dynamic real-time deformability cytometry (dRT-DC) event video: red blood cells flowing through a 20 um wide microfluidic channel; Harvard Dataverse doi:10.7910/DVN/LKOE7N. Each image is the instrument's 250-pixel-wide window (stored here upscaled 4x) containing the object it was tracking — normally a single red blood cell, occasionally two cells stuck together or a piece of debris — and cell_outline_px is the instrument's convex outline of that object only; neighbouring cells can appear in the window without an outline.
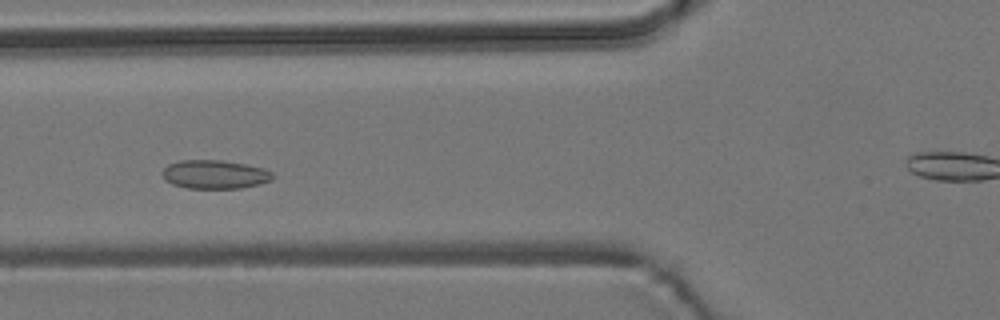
{"species": "common noctule bat (a hibernating species)", "species_latin": "Nyctalus noctula", "temperature_condition": "room temperature", "stored_images_in_passage": 50, "camera_frame_rate_fps": 3000, "um_per_image_px": 0.085, "animal": {"sex": "male", "body_mass_g": 19.2, "forearm_length_mm": 51.8}, "frame": {"image": 1, "passage_image": 15, "time_ms": 4.667, "image_size_px": [1000, 320], "cell_outline_px": [[276, 176], [272, 180], [260, 184], [240, 188], [188, 188], [172, 184], [164, 180], [160, 172], [168, 164], [180, 160], [220, 160], [244, 164], [264, 168], [272, 172]], "centroid_in_image_um": [18.25, 14.82], "position_along_channel_um": 107.6, "area_um2": 18.61}}
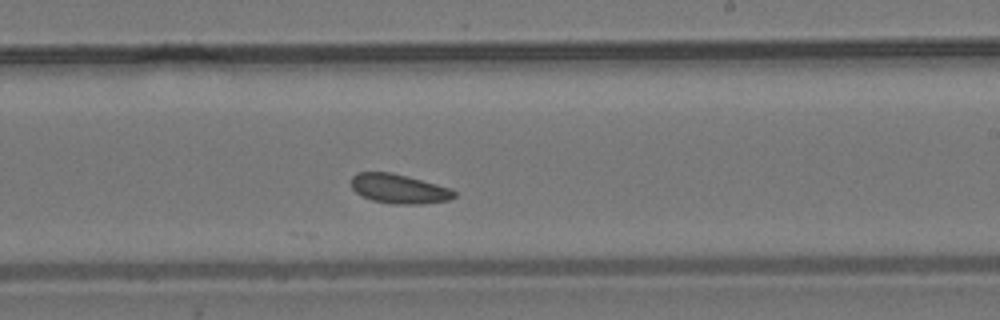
{"frame": {"image": 2, "passage_image": 27, "time_ms": 8.667, "image_size_px": [1000, 320], "cell_outline_px": [[456, 196], [448, 200], [420, 204], [392, 204], [372, 200], [360, 196], [352, 188], [352, 176], [356, 172], [392, 172], [408, 176], [452, 188], [456, 192]], "centroid_in_image_um": [33.91, 16.04], "position_along_channel_um": 255.1, "area_um2": 17.8}}
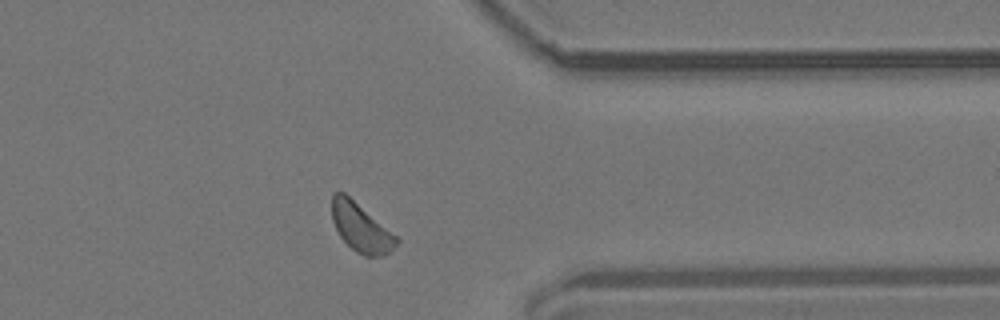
{"frame": {"image": 3, "passage_image": 38, "time_ms": 12.333, "image_size_px": [1000, 320], "cell_outline_px": [[400, 240], [384, 256], [364, 256], [356, 252], [340, 236], [332, 220], [332, 192], [344, 192], [396, 236]], "centroid_in_image_um": [30.65, 19.34], "position_along_channel_um": 380.7, "area_um2": 17.8}, "authors_computed_cell_mechanics": {"area_um2": 17.918, "velocity_mm_per_s": 3.6868, "shape_relaxation_time_tau1_ms": null, "shape_relaxation_time_tau2_ms": 5.2872, "deformation_change_tau1": null, "deformation_change_tau2": 0.1065}}